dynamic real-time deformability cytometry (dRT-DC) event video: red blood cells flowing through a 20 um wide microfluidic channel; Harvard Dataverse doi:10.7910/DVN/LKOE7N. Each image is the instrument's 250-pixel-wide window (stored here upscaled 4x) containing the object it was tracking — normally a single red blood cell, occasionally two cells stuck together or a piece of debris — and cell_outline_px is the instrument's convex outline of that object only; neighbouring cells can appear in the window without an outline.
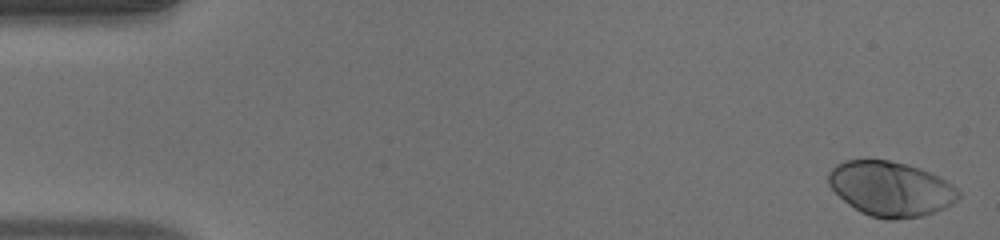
{"species": "human", "species_latin": "Homo sapiens", "temperature_condition": "warm", "stored_images_in_passage": 50, "camera_frame_rate_fps": 3000, "um_per_image_px": 0.085, "donor": {"sex": "male"}, "frame": {"image": 1, "passage_image": 1, "time_ms": 0.0, "image_size_px": [1000, 240], "cell_outline_px": [[960, 196], [952, 204], [944, 208], [920, 216], [896, 220], [888, 220], [872, 216], [860, 212], [848, 204], [828, 184], [828, 172], [836, 164], [844, 160], [888, 160], [908, 164], [920, 168], [952, 184], [960, 192]], "centroid_in_image_um": [75.69, 16.04], "position_along_channel_um": 9.3, "area_um2": 41.27}}
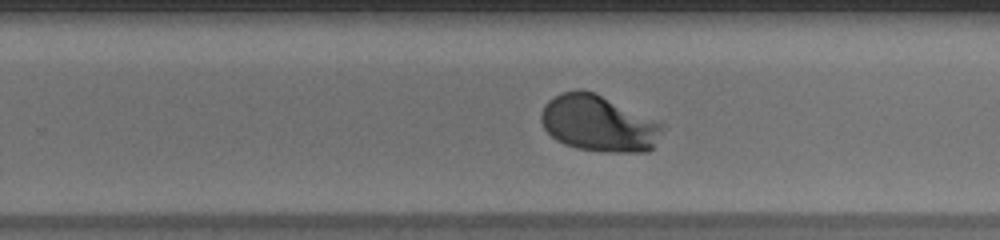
{"frame": {"image": 2, "passage_image": 32, "time_ms": 10.333, "image_size_px": [1000, 240], "cell_outline_px": [[664, 124], [652, 148], [648, 152], [600, 152], [576, 148], [564, 144], [556, 140], [544, 128], [540, 120], [540, 116], [544, 104], [548, 100], [560, 92], [576, 88], [580, 88], [592, 92], [660, 120]], "centroid_in_image_um": [50.86, 10.48], "position_along_channel_um": 278.9, "area_um2": 40.11}}
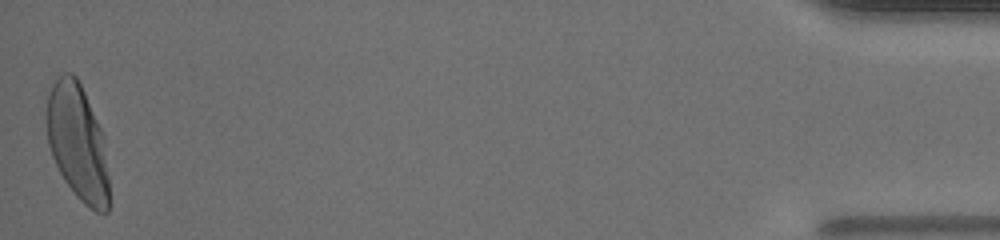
{"frame": {"image": 3, "passage_image": 50, "time_ms": 16.333, "image_size_px": [1000, 240], "cell_outline_px": [[108, 212], [96, 212], [88, 208], [76, 196], [64, 180], [52, 156], [48, 144], [48, 96], [52, 84], [64, 72], [72, 72], [76, 76], [84, 92], [104, 136], [108, 176]], "centroid_in_image_um": [6.61, 12.13], "position_along_channel_um": 428.6, "area_um2": 41.73}, "authors_computed_cell_mechanics": {"area_um2": 39.3329, "velocity_mm_per_s": 4.045, "shape_relaxation_time_tau1_ms": 1.9937, "shape_relaxation_time_tau2_ms": null, "deformation_change_tau1": 0.1681, "deformation_change_tau2": null}}